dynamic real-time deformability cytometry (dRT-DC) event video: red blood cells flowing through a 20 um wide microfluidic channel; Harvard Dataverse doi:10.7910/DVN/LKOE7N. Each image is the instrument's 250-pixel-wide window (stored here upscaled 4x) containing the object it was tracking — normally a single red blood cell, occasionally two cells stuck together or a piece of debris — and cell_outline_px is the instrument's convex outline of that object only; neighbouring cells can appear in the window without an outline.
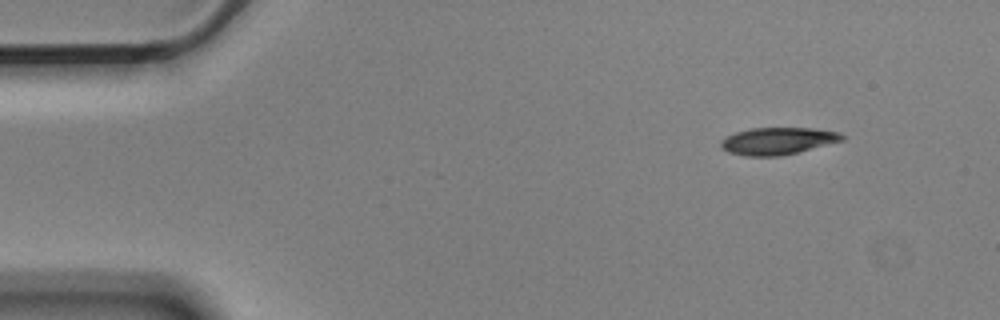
{"species": "Egyptian fruit bat (a non-hibernating species)", "species_latin": "Rousettus aegyptiacus", "temperature_condition": "cold", "stored_images_in_passage": 4, "camera_frame_rate_fps": 3000, "um_per_image_px": 0.085, "animal": {"sex": "male"}, "frame": {"image": 1, "passage_image": 1, "time_ms": 0.0, "image_size_px": [1000, 320], "cell_outline_px": [[844, 140], [780, 156], [748, 156], [728, 152], [720, 148], [720, 140], [736, 132], [752, 128], [812, 128], [840, 132], [844, 136]], "centroid_in_image_um": [66.09, 11.98], "position_along_channel_um": 18.9, "area_um2": 19.02}}